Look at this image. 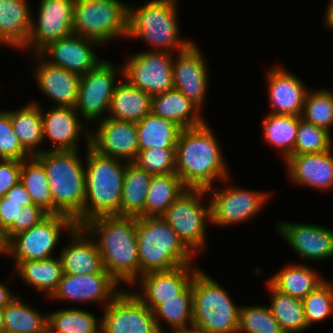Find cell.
Instances as JSON below:
<instances>
[{"mask_svg": "<svg viewBox=\"0 0 333 333\" xmlns=\"http://www.w3.org/2000/svg\"><path fill=\"white\" fill-rule=\"evenodd\" d=\"M208 125L205 121L182 129L177 141L176 175L190 189L207 190L215 180L229 181L220 144Z\"/></svg>", "mask_w": 333, "mask_h": 333, "instance_id": "cell-1", "label": "cell"}, {"mask_svg": "<svg viewBox=\"0 0 333 333\" xmlns=\"http://www.w3.org/2000/svg\"><path fill=\"white\" fill-rule=\"evenodd\" d=\"M83 227L95 239L108 273L119 284L132 286L140 278L136 217L100 216Z\"/></svg>", "mask_w": 333, "mask_h": 333, "instance_id": "cell-2", "label": "cell"}, {"mask_svg": "<svg viewBox=\"0 0 333 333\" xmlns=\"http://www.w3.org/2000/svg\"><path fill=\"white\" fill-rule=\"evenodd\" d=\"M35 157L42 163L47 174L53 199V214L68 216L76 226H83L86 179L79 150L46 149Z\"/></svg>", "mask_w": 333, "mask_h": 333, "instance_id": "cell-3", "label": "cell"}, {"mask_svg": "<svg viewBox=\"0 0 333 333\" xmlns=\"http://www.w3.org/2000/svg\"><path fill=\"white\" fill-rule=\"evenodd\" d=\"M140 277L191 264L195 254L162 217L136 218Z\"/></svg>", "mask_w": 333, "mask_h": 333, "instance_id": "cell-4", "label": "cell"}, {"mask_svg": "<svg viewBox=\"0 0 333 333\" xmlns=\"http://www.w3.org/2000/svg\"><path fill=\"white\" fill-rule=\"evenodd\" d=\"M177 6V0H151L141 7L129 5L127 38L141 39L154 47L152 50L183 52L193 41L179 36Z\"/></svg>", "mask_w": 333, "mask_h": 333, "instance_id": "cell-5", "label": "cell"}, {"mask_svg": "<svg viewBox=\"0 0 333 333\" xmlns=\"http://www.w3.org/2000/svg\"><path fill=\"white\" fill-rule=\"evenodd\" d=\"M86 150L84 224L100 216H120L127 161L100 155L90 146Z\"/></svg>", "mask_w": 333, "mask_h": 333, "instance_id": "cell-6", "label": "cell"}, {"mask_svg": "<svg viewBox=\"0 0 333 333\" xmlns=\"http://www.w3.org/2000/svg\"><path fill=\"white\" fill-rule=\"evenodd\" d=\"M191 284L193 327L203 333H238L240 306L235 305L229 292L200 269Z\"/></svg>", "mask_w": 333, "mask_h": 333, "instance_id": "cell-7", "label": "cell"}, {"mask_svg": "<svg viewBox=\"0 0 333 333\" xmlns=\"http://www.w3.org/2000/svg\"><path fill=\"white\" fill-rule=\"evenodd\" d=\"M128 5L120 0H75L73 33L100 45L127 38Z\"/></svg>", "mask_w": 333, "mask_h": 333, "instance_id": "cell-8", "label": "cell"}, {"mask_svg": "<svg viewBox=\"0 0 333 333\" xmlns=\"http://www.w3.org/2000/svg\"><path fill=\"white\" fill-rule=\"evenodd\" d=\"M206 194L187 188L161 216L196 255L206 248V224L211 223L210 202L207 207L203 203Z\"/></svg>", "mask_w": 333, "mask_h": 333, "instance_id": "cell-9", "label": "cell"}, {"mask_svg": "<svg viewBox=\"0 0 333 333\" xmlns=\"http://www.w3.org/2000/svg\"><path fill=\"white\" fill-rule=\"evenodd\" d=\"M76 226L68 216L48 214L29 230L18 233L7 242V256L14 261L43 260L53 256L57 243L65 230ZM64 229V230H63Z\"/></svg>", "mask_w": 333, "mask_h": 333, "instance_id": "cell-10", "label": "cell"}, {"mask_svg": "<svg viewBox=\"0 0 333 333\" xmlns=\"http://www.w3.org/2000/svg\"><path fill=\"white\" fill-rule=\"evenodd\" d=\"M174 55L175 53L151 49L135 53L125 60L121 69L118 68V75L151 96L164 93L174 88L172 75Z\"/></svg>", "mask_w": 333, "mask_h": 333, "instance_id": "cell-11", "label": "cell"}, {"mask_svg": "<svg viewBox=\"0 0 333 333\" xmlns=\"http://www.w3.org/2000/svg\"><path fill=\"white\" fill-rule=\"evenodd\" d=\"M223 189V190H222ZM221 190L212 187L210 195L211 223L216 226H231L248 221L259 213L272 193L252 191L238 186H226Z\"/></svg>", "mask_w": 333, "mask_h": 333, "instance_id": "cell-12", "label": "cell"}, {"mask_svg": "<svg viewBox=\"0 0 333 333\" xmlns=\"http://www.w3.org/2000/svg\"><path fill=\"white\" fill-rule=\"evenodd\" d=\"M109 60H102L94 69L80 76L78 100L75 106L83 122L102 121L107 116L116 80V66ZM116 80V81H115Z\"/></svg>", "mask_w": 333, "mask_h": 333, "instance_id": "cell-13", "label": "cell"}, {"mask_svg": "<svg viewBox=\"0 0 333 333\" xmlns=\"http://www.w3.org/2000/svg\"><path fill=\"white\" fill-rule=\"evenodd\" d=\"M103 308L101 333H159L153 311L128 289Z\"/></svg>", "mask_w": 333, "mask_h": 333, "instance_id": "cell-14", "label": "cell"}, {"mask_svg": "<svg viewBox=\"0 0 333 333\" xmlns=\"http://www.w3.org/2000/svg\"><path fill=\"white\" fill-rule=\"evenodd\" d=\"M75 0H40L37 23L32 17L26 46L39 54L50 43L73 34Z\"/></svg>", "mask_w": 333, "mask_h": 333, "instance_id": "cell-15", "label": "cell"}, {"mask_svg": "<svg viewBox=\"0 0 333 333\" xmlns=\"http://www.w3.org/2000/svg\"><path fill=\"white\" fill-rule=\"evenodd\" d=\"M119 285L107 270L87 275L64 273L50 299L75 303L94 302L105 307L123 290L118 289Z\"/></svg>", "mask_w": 333, "mask_h": 333, "instance_id": "cell-16", "label": "cell"}, {"mask_svg": "<svg viewBox=\"0 0 333 333\" xmlns=\"http://www.w3.org/2000/svg\"><path fill=\"white\" fill-rule=\"evenodd\" d=\"M90 131V147L98 154L134 162L139 153L136 122L106 117Z\"/></svg>", "mask_w": 333, "mask_h": 333, "instance_id": "cell-17", "label": "cell"}, {"mask_svg": "<svg viewBox=\"0 0 333 333\" xmlns=\"http://www.w3.org/2000/svg\"><path fill=\"white\" fill-rule=\"evenodd\" d=\"M173 57L172 75L174 88L182 92L200 109L206 101L209 69L197 44L193 42L183 52Z\"/></svg>", "mask_w": 333, "mask_h": 333, "instance_id": "cell-18", "label": "cell"}, {"mask_svg": "<svg viewBox=\"0 0 333 333\" xmlns=\"http://www.w3.org/2000/svg\"><path fill=\"white\" fill-rule=\"evenodd\" d=\"M276 228L302 260L320 261L333 257V230L330 228L288 221L279 222Z\"/></svg>", "mask_w": 333, "mask_h": 333, "instance_id": "cell-19", "label": "cell"}, {"mask_svg": "<svg viewBox=\"0 0 333 333\" xmlns=\"http://www.w3.org/2000/svg\"><path fill=\"white\" fill-rule=\"evenodd\" d=\"M78 114L75 107L53 106L45 114L41 110L43 143L48 139L53 146L48 150H79L80 135L86 138V146H90L91 129L82 124Z\"/></svg>", "mask_w": 333, "mask_h": 333, "instance_id": "cell-20", "label": "cell"}, {"mask_svg": "<svg viewBox=\"0 0 333 333\" xmlns=\"http://www.w3.org/2000/svg\"><path fill=\"white\" fill-rule=\"evenodd\" d=\"M199 269L192 264H184L168 271L144 274L133 284L137 283L142 288L141 292L139 290L134 294L154 311L165 300L178 298V294L191 283Z\"/></svg>", "mask_w": 333, "mask_h": 333, "instance_id": "cell-21", "label": "cell"}, {"mask_svg": "<svg viewBox=\"0 0 333 333\" xmlns=\"http://www.w3.org/2000/svg\"><path fill=\"white\" fill-rule=\"evenodd\" d=\"M93 45L96 47L99 43L73 33L50 43L39 54L50 64L81 76L87 74L101 62Z\"/></svg>", "mask_w": 333, "mask_h": 333, "instance_id": "cell-22", "label": "cell"}, {"mask_svg": "<svg viewBox=\"0 0 333 333\" xmlns=\"http://www.w3.org/2000/svg\"><path fill=\"white\" fill-rule=\"evenodd\" d=\"M267 87L272 114L301 116L308 89L297 75L286 68L274 66L268 69Z\"/></svg>", "mask_w": 333, "mask_h": 333, "instance_id": "cell-23", "label": "cell"}, {"mask_svg": "<svg viewBox=\"0 0 333 333\" xmlns=\"http://www.w3.org/2000/svg\"><path fill=\"white\" fill-rule=\"evenodd\" d=\"M35 55L39 64L34 69L40 91L56 104L55 107H75L78 100L80 75L47 62L40 54Z\"/></svg>", "mask_w": 333, "mask_h": 333, "instance_id": "cell-24", "label": "cell"}, {"mask_svg": "<svg viewBox=\"0 0 333 333\" xmlns=\"http://www.w3.org/2000/svg\"><path fill=\"white\" fill-rule=\"evenodd\" d=\"M67 234L70 242L59 254L64 273L87 275L106 270L95 239L83 226H75Z\"/></svg>", "mask_w": 333, "mask_h": 333, "instance_id": "cell-25", "label": "cell"}, {"mask_svg": "<svg viewBox=\"0 0 333 333\" xmlns=\"http://www.w3.org/2000/svg\"><path fill=\"white\" fill-rule=\"evenodd\" d=\"M333 150L326 152L290 155L286 160V172L298 185L320 191L333 190Z\"/></svg>", "mask_w": 333, "mask_h": 333, "instance_id": "cell-26", "label": "cell"}, {"mask_svg": "<svg viewBox=\"0 0 333 333\" xmlns=\"http://www.w3.org/2000/svg\"><path fill=\"white\" fill-rule=\"evenodd\" d=\"M28 0H3L0 4V45L22 50L31 31Z\"/></svg>", "mask_w": 333, "mask_h": 333, "instance_id": "cell-27", "label": "cell"}, {"mask_svg": "<svg viewBox=\"0 0 333 333\" xmlns=\"http://www.w3.org/2000/svg\"><path fill=\"white\" fill-rule=\"evenodd\" d=\"M151 112L173 121L182 129L196 127L205 122L201 109L175 88L153 95Z\"/></svg>", "mask_w": 333, "mask_h": 333, "instance_id": "cell-28", "label": "cell"}, {"mask_svg": "<svg viewBox=\"0 0 333 333\" xmlns=\"http://www.w3.org/2000/svg\"><path fill=\"white\" fill-rule=\"evenodd\" d=\"M115 86L108 118L138 122L151 113L152 96L130 84L124 77Z\"/></svg>", "mask_w": 333, "mask_h": 333, "instance_id": "cell-29", "label": "cell"}, {"mask_svg": "<svg viewBox=\"0 0 333 333\" xmlns=\"http://www.w3.org/2000/svg\"><path fill=\"white\" fill-rule=\"evenodd\" d=\"M14 269L22 281L44 292L48 299L56 291L64 274L60 258L54 256L43 260L15 261Z\"/></svg>", "mask_w": 333, "mask_h": 333, "instance_id": "cell-30", "label": "cell"}, {"mask_svg": "<svg viewBox=\"0 0 333 333\" xmlns=\"http://www.w3.org/2000/svg\"><path fill=\"white\" fill-rule=\"evenodd\" d=\"M152 174L134 162H127L120 203V216L145 217V200Z\"/></svg>", "mask_w": 333, "mask_h": 333, "instance_id": "cell-31", "label": "cell"}, {"mask_svg": "<svg viewBox=\"0 0 333 333\" xmlns=\"http://www.w3.org/2000/svg\"><path fill=\"white\" fill-rule=\"evenodd\" d=\"M325 281L310 266L288 264L268 279V283L279 292L298 299H304Z\"/></svg>", "mask_w": 333, "mask_h": 333, "instance_id": "cell-32", "label": "cell"}, {"mask_svg": "<svg viewBox=\"0 0 333 333\" xmlns=\"http://www.w3.org/2000/svg\"><path fill=\"white\" fill-rule=\"evenodd\" d=\"M36 100L17 110H9L14 133L18 137L23 148L31 155L35 156L42 153L43 144V123L41 108ZM40 147V148H39Z\"/></svg>", "mask_w": 333, "mask_h": 333, "instance_id": "cell-33", "label": "cell"}, {"mask_svg": "<svg viewBox=\"0 0 333 333\" xmlns=\"http://www.w3.org/2000/svg\"><path fill=\"white\" fill-rule=\"evenodd\" d=\"M139 150L176 148L182 128L152 112L136 123Z\"/></svg>", "mask_w": 333, "mask_h": 333, "instance_id": "cell-34", "label": "cell"}, {"mask_svg": "<svg viewBox=\"0 0 333 333\" xmlns=\"http://www.w3.org/2000/svg\"><path fill=\"white\" fill-rule=\"evenodd\" d=\"M186 189L176 174L153 175L145 200V217H161Z\"/></svg>", "mask_w": 333, "mask_h": 333, "instance_id": "cell-35", "label": "cell"}, {"mask_svg": "<svg viewBox=\"0 0 333 333\" xmlns=\"http://www.w3.org/2000/svg\"><path fill=\"white\" fill-rule=\"evenodd\" d=\"M4 330L10 333H48V314L23 302L16 296L3 308Z\"/></svg>", "mask_w": 333, "mask_h": 333, "instance_id": "cell-36", "label": "cell"}, {"mask_svg": "<svg viewBox=\"0 0 333 333\" xmlns=\"http://www.w3.org/2000/svg\"><path fill=\"white\" fill-rule=\"evenodd\" d=\"M262 126L264 140L278 149L285 161L294 151L299 116L268 113Z\"/></svg>", "mask_w": 333, "mask_h": 333, "instance_id": "cell-37", "label": "cell"}, {"mask_svg": "<svg viewBox=\"0 0 333 333\" xmlns=\"http://www.w3.org/2000/svg\"><path fill=\"white\" fill-rule=\"evenodd\" d=\"M271 294L268 306L275 319L285 333H299L307 328L302 299L291 297L274 289L266 282Z\"/></svg>", "mask_w": 333, "mask_h": 333, "instance_id": "cell-38", "label": "cell"}, {"mask_svg": "<svg viewBox=\"0 0 333 333\" xmlns=\"http://www.w3.org/2000/svg\"><path fill=\"white\" fill-rule=\"evenodd\" d=\"M193 293L190 283L180 294L178 298L165 300L154 311V318L158 331L162 328L160 319L168 324L170 329H185L193 326ZM160 318V319H159Z\"/></svg>", "mask_w": 333, "mask_h": 333, "instance_id": "cell-39", "label": "cell"}, {"mask_svg": "<svg viewBox=\"0 0 333 333\" xmlns=\"http://www.w3.org/2000/svg\"><path fill=\"white\" fill-rule=\"evenodd\" d=\"M30 194L33 203L47 214H53V199L44 166L31 156L22 161L21 181Z\"/></svg>", "mask_w": 333, "mask_h": 333, "instance_id": "cell-40", "label": "cell"}, {"mask_svg": "<svg viewBox=\"0 0 333 333\" xmlns=\"http://www.w3.org/2000/svg\"><path fill=\"white\" fill-rule=\"evenodd\" d=\"M48 333H101V320L80 309H61L48 313Z\"/></svg>", "mask_w": 333, "mask_h": 333, "instance_id": "cell-41", "label": "cell"}, {"mask_svg": "<svg viewBox=\"0 0 333 333\" xmlns=\"http://www.w3.org/2000/svg\"><path fill=\"white\" fill-rule=\"evenodd\" d=\"M301 118L330 132L333 125V91L308 90Z\"/></svg>", "mask_w": 333, "mask_h": 333, "instance_id": "cell-42", "label": "cell"}, {"mask_svg": "<svg viewBox=\"0 0 333 333\" xmlns=\"http://www.w3.org/2000/svg\"><path fill=\"white\" fill-rule=\"evenodd\" d=\"M331 132L315 126L299 116V126L294 151L291 155L326 152L333 149Z\"/></svg>", "mask_w": 333, "mask_h": 333, "instance_id": "cell-43", "label": "cell"}, {"mask_svg": "<svg viewBox=\"0 0 333 333\" xmlns=\"http://www.w3.org/2000/svg\"><path fill=\"white\" fill-rule=\"evenodd\" d=\"M285 333L265 305L240 306L238 333Z\"/></svg>", "mask_w": 333, "mask_h": 333, "instance_id": "cell-44", "label": "cell"}, {"mask_svg": "<svg viewBox=\"0 0 333 333\" xmlns=\"http://www.w3.org/2000/svg\"><path fill=\"white\" fill-rule=\"evenodd\" d=\"M307 326L331 318L333 314V283L325 280L302 299Z\"/></svg>", "mask_w": 333, "mask_h": 333, "instance_id": "cell-45", "label": "cell"}, {"mask_svg": "<svg viewBox=\"0 0 333 333\" xmlns=\"http://www.w3.org/2000/svg\"><path fill=\"white\" fill-rule=\"evenodd\" d=\"M134 163L152 175L176 174V148L139 150Z\"/></svg>", "mask_w": 333, "mask_h": 333, "instance_id": "cell-46", "label": "cell"}, {"mask_svg": "<svg viewBox=\"0 0 333 333\" xmlns=\"http://www.w3.org/2000/svg\"><path fill=\"white\" fill-rule=\"evenodd\" d=\"M29 157L14 133L9 112H0V159L23 161Z\"/></svg>", "mask_w": 333, "mask_h": 333, "instance_id": "cell-47", "label": "cell"}, {"mask_svg": "<svg viewBox=\"0 0 333 333\" xmlns=\"http://www.w3.org/2000/svg\"><path fill=\"white\" fill-rule=\"evenodd\" d=\"M47 215L48 214L44 210L35 204L22 208V211L18 216V222H13V224L4 232L6 241L8 242L13 236L20 232L29 230Z\"/></svg>", "mask_w": 333, "mask_h": 333, "instance_id": "cell-48", "label": "cell"}, {"mask_svg": "<svg viewBox=\"0 0 333 333\" xmlns=\"http://www.w3.org/2000/svg\"><path fill=\"white\" fill-rule=\"evenodd\" d=\"M22 161L0 159V198L21 181Z\"/></svg>", "mask_w": 333, "mask_h": 333, "instance_id": "cell-49", "label": "cell"}, {"mask_svg": "<svg viewBox=\"0 0 333 333\" xmlns=\"http://www.w3.org/2000/svg\"><path fill=\"white\" fill-rule=\"evenodd\" d=\"M34 203L7 202L5 196L0 200V229L5 232L13 222H18L22 208Z\"/></svg>", "mask_w": 333, "mask_h": 333, "instance_id": "cell-50", "label": "cell"}, {"mask_svg": "<svg viewBox=\"0 0 333 333\" xmlns=\"http://www.w3.org/2000/svg\"><path fill=\"white\" fill-rule=\"evenodd\" d=\"M7 202L15 203H33L30 194L27 192L25 186L19 182L13 186L6 194Z\"/></svg>", "mask_w": 333, "mask_h": 333, "instance_id": "cell-51", "label": "cell"}, {"mask_svg": "<svg viewBox=\"0 0 333 333\" xmlns=\"http://www.w3.org/2000/svg\"><path fill=\"white\" fill-rule=\"evenodd\" d=\"M16 295L0 282V308H4Z\"/></svg>", "mask_w": 333, "mask_h": 333, "instance_id": "cell-52", "label": "cell"}, {"mask_svg": "<svg viewBox=\"0 0 333 333\" xmlns=\"http://www.w3.org/2000/svg\"><path fill=\"white\" fill-rule=\"evenodd\" d=\"M325 26L329 29H333V0H329V3L325 11Z\"/></svg>", "mask_w": 333, "mask_h": 333, "instance_id": "cell-53", "label": "cell"}, {"mask_svg": "<svg viewBox=\"0 0 333 333\" xmlns=\"http://www.w3.org/2000/svg\"><path fill=\"white\" fill-rule=\"evenodd\" d=\"M166 330H163L159 333H166ZM170 333H203L200 329H197L195 327H189V328H185V329H172V331Z\"/></svg>", "mask_w": 333, "mask_h": 333, "instance_id": "cell-54", "label": "cell"}, {"mask_svg": "<svg viewBox=\"0 0 333 333\" xmlns=\"http://www.w3.org/2000/svg\"><path fill=\"white\" fill-rule=\"evenodd\" d=\"M0 254L7 255V241L4 232L0 229Z\"/></svg>", "mask_w": 333, "mask_h": 333, "instance_id": "cell-55", "label": "cell"}, {"mask_svg": "<svg viewBox=\"0 0 333 333\" xmlns=\"http://www.w3.org/2000/svg\"><path fill=\"white\" fill-rule=\"evenodd\" d=\"M5 332L4 330V315L3 308H0V333Z\"/></svg>", "mask_w": 333, "mask_h": 333, "instance_id": "cell-56", "label": "cell"}]
</instances>
